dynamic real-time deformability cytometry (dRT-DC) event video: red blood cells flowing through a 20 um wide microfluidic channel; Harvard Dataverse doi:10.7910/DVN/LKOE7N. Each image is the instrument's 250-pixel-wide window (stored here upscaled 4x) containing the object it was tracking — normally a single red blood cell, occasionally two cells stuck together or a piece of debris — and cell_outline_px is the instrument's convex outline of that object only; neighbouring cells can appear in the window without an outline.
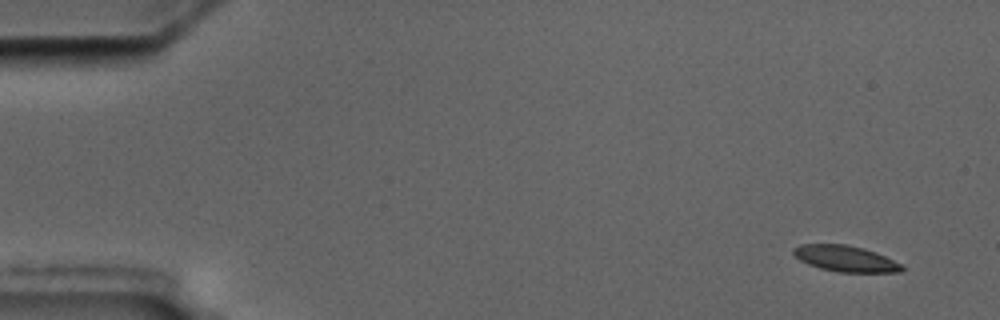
{"species": "common noctule bat (a hibernating species)", "species_latin": "Nyctalus noctula", "temperature_condition": "cold", "stored_images_in_passage": 6, "segment_of_instrument_passage": [1, 2], "camera_frame_rate_fps": 3000, "um_per_image_px": 0.085, "animal": {"sex": "male", "body_mass_g": 17.5, "forearm_length_mm": 52.3}, "frame": {"image": 1, "passage_image": 1, "time_ms": 0.0, "image_size_px": [1000, 320], "cell_outline_px": [[904, 268], [900, 272], [836, 272], [820, 268], [808, 264], [800, 260], [792, 252], [792, 248], [800, 244], [848, 244], [864, 248], [876, 252], [900, 264]], "centroid_in_image_um": [71.82, 21.97], "position_along_channel_um": 13.2, "area_um2": 16.42}}